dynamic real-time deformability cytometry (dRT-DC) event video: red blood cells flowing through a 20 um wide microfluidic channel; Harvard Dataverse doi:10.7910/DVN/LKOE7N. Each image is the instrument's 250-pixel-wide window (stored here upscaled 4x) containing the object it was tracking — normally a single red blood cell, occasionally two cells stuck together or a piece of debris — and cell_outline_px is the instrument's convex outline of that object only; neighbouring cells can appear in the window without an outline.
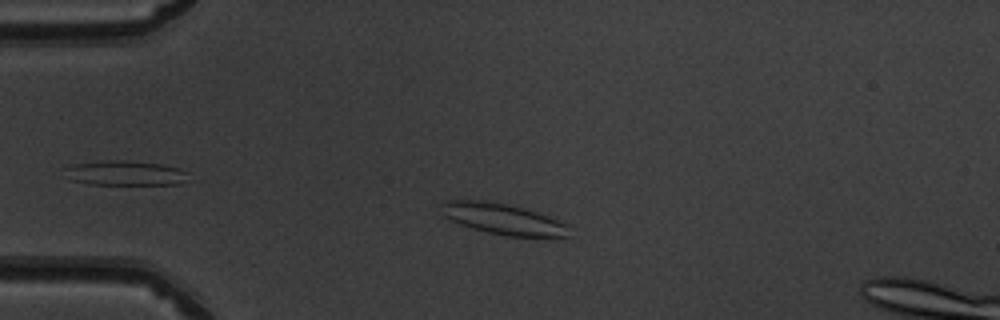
{"species": "common noctule bat (a hibernating species)", "species_latin": "Nyctalus noctula", "temperature_condition": "warm", "stored_images_in_passage": 38, "segment_of_instrument_passage": [1, 2], "camera_frame_rate_fps": 3000, "um_per_image_px": 0.085, "animal": {"sex": "male", "body_mass_g": 19.5, "forearm_length_mm": 54.6}, "frame": {"image": 1, "passage_image": 7, "time_ms": 2.0, "image_size_px": [1000, 320], "cell_outline_px": [[568, 236], [508, 236], [488, 232], [472, 228], [460, 224], [444, 216], [440, 204], [440, 200], [484, 200], [524, 208], [560, 220], [568, 224]], "centroid_in_image_um": [42.71, 18.59], "position_along_channel_um": 42.3, "area_um2": 22.77}}
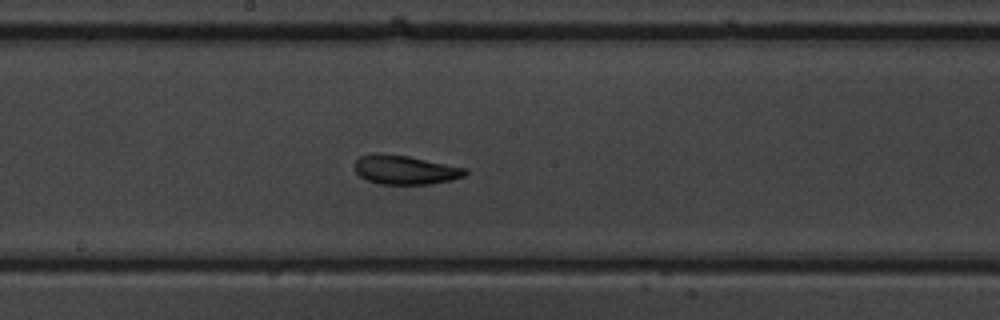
{"frame": {"image": 2, "passage_image": 22, "time_ms": 7.0, "image_size_px": [1000, 320], "cell_outline_px": [[468, 172], [464, 176], [452, 180], [428, 184], [380, 184], [368, 180], [360, 176], [356, 172], [356, 160], [360, 156], [376, 152], [380, 152], [408, 156], [468, 168]], "centroid_in_image_um": [34.46, 14.42], "position_along_channel_um": 213.7, "area_um2": 18.79}}
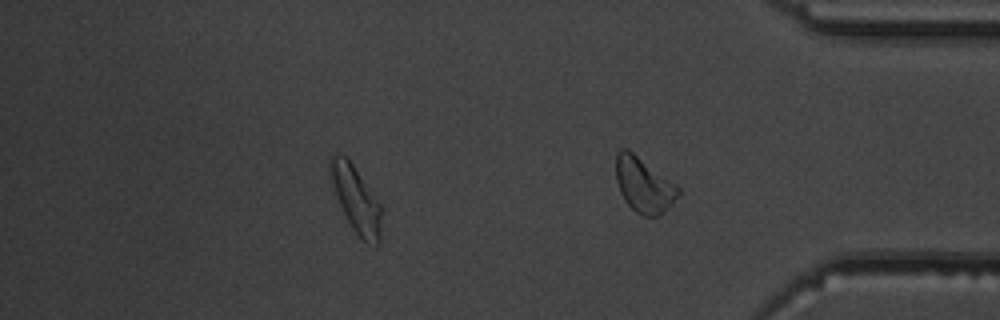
{"frame": {"image": 3, "passage_image": 35, "time_ms": 11.333, "image_size_px": [1000, 320], "cell_outline_px": [[380, 244], [376, 248], [364, 240], [352, 228], [332, 192], [328, 172], [328, 164], [332, 156], [336, 152], [344, 156], [352, 164], [380, 204]], "centroid_in_image_um": [30.2, 16.93], "position_along_channel_um": 405.0, "area_um2": 19.71}}